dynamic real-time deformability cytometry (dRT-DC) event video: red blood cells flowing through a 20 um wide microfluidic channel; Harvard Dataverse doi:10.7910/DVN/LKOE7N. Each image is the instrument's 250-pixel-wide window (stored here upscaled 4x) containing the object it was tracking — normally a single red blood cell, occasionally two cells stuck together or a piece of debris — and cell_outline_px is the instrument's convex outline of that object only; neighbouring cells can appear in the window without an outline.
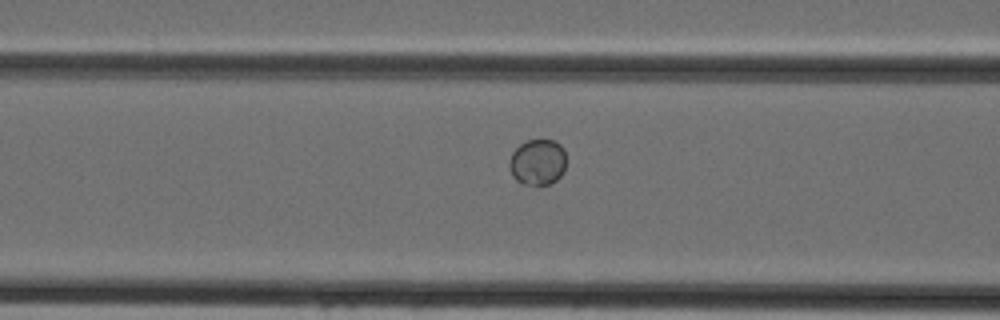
{"species": "Egyptian fruit bat (a non-hibernating species)", "species_latin": "Rousettus aegyptiacus", "temperature_condition": "cold", "stored_images_in_passage": 40, "camera_frame_rate_fps": 3000, "um_per_image_px": 0.085, "animal": {"sex": "female"}, "frame": {"image": 1, "passage_image": 20, "time_ms": 6.333, "image_size_px": [1000, 320], "cell_outline_px": [[564, 172], [556, 180], [548, 184], [524, 184], [516, 180], [512, 176], [508, 164], [508, 160], [512, 152], [520, 144], [528, 140], [552, 140], [560, 144], [564, 148]], "centroid_in_image_um": [45.67, 13.77], "position_along_channel_um": 120.9, "area_um2": 15.2}}
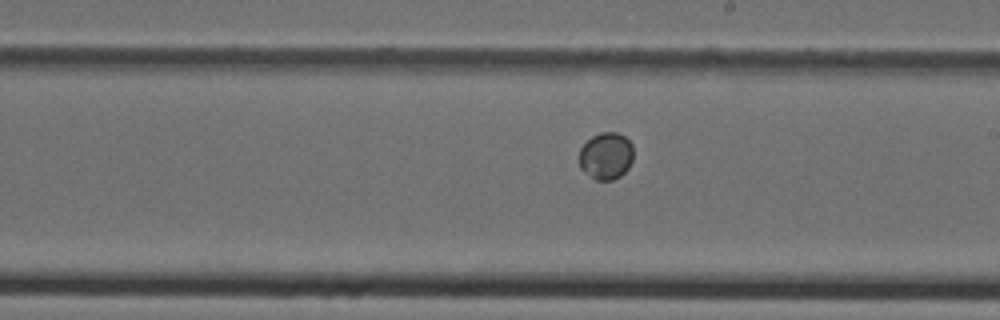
{"frame": {"image": 2, "passage_image": 28, "time_ms": 9.0, "image_size_px": [1000, 320], "cell_outline_px": [[632, 160], [628, 168], [620, 176], [612, 180], [596, 180], [584, 172], [580, 168], [580, 148], [592, 136], [600, 132], [616, 132], [624, 136], [632, 144]], "centroid_in_image_um": [51.51, 13.25], "position_along_channel_um": 237.5, "area_um2": 14.8}}
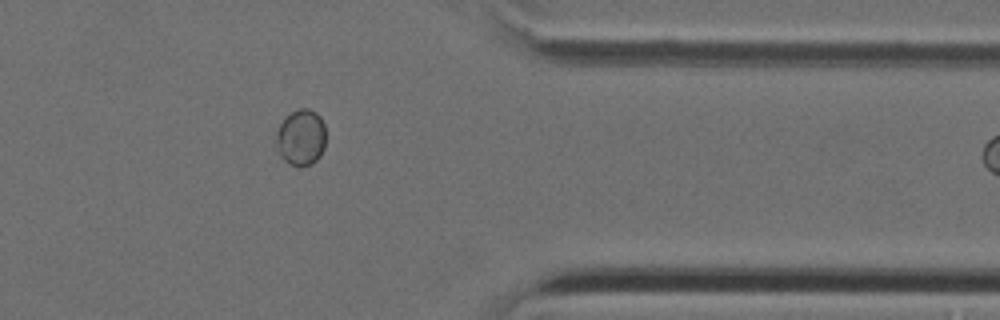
{"frame": {"image": 3, "passage_image": 39, "time_ms": 12.667, "image_size_px": [1000, 320], "cell_outline_px": [[324, 148], [320, 156], [312, 164], [300, 168], [288, 164], [280, 156], [272, 140], [280, 124], [292, 112], [300, 108], [308, 108], [316, 112], [320, 116], [324, 124]], "centroid_in_image_um": [25.54, 11.72], "position_along_channel_um": 385.9, "area_um2": 16.65}}